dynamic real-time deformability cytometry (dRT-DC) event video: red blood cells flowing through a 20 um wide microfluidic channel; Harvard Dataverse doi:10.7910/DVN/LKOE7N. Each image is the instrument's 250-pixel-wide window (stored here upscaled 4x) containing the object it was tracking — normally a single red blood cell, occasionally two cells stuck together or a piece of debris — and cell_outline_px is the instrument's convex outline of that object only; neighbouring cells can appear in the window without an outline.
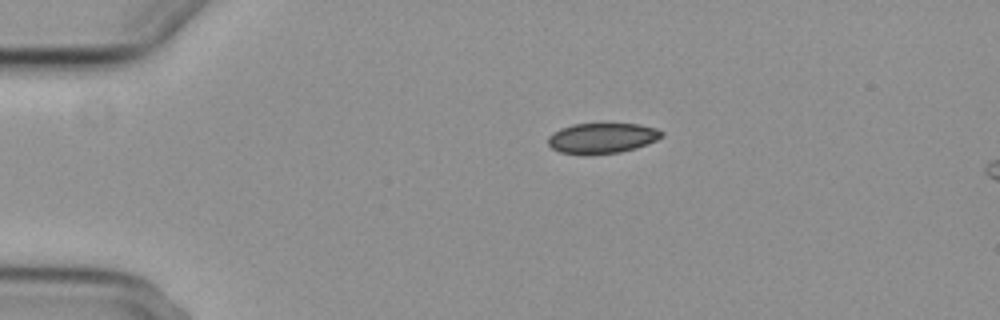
{"species": "common noctule bat (a hibernating species)", "species_latin": "Nyctalus noctula", "temperature_condition": "cold", "stored_images_in_passage": 27, "camera_frame_rate_fps": 3000, "um_per_image_px": 0.085, "animal": {"sex": "female", "body_mass_g": 29.2, "forearm_length_mm": 56.3}, "frame": {"image": 1, "passage_image": 1, "time_ms": 0.0, "image_size_px": [1000, 320], "cell_outline_px": [[664, 136], [656, 140], [636, 148], [620, 152], [560, 152], [552, 148], [548, 144], [548, 136], [552, 132], [560, 128], [572, 124], [640, 124], [656, 128], [664, 132]], "centroid_in_image_um": [51.21, 11.7], "position_along_channel_um": 33.8, "area_um2": 19.59}}
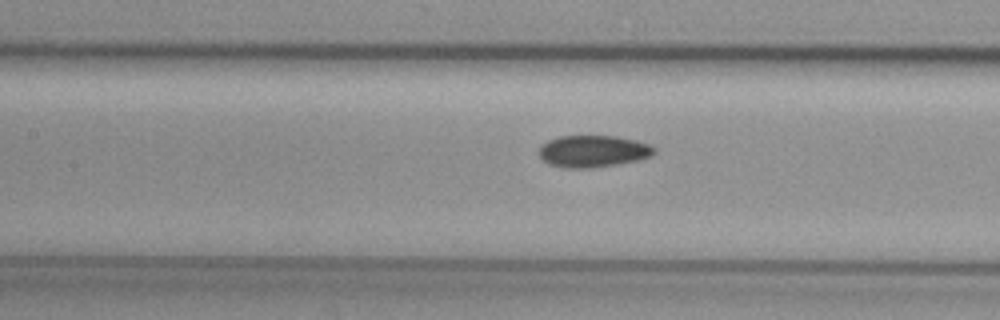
{"frame": {"image": 2, "passage_image": 15, "time_ms": 4.667, "image_size_px": [1000, 320], "cell_outline_px": [[656, 152], [648, 156], [636, 160], [616, 164], [588, 168], [564, 168], [548, 164], [540, 156], [540, 144], [548, 140], [560, 136], [616, 136], [636, 140], [648, 144], [656, 148]], "centroid_in_image_um": [50.38, 12.85], "position_along_channel_um": 157.0, "area_um2": 21.27}}
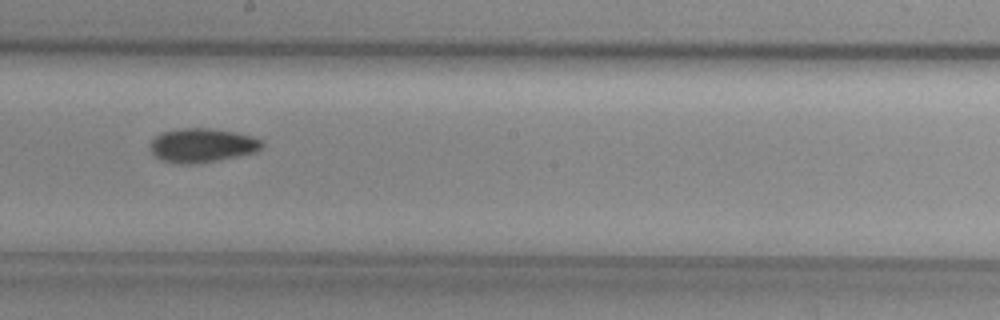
{"frame": {"image": 3, "passage_image": 21, "time_ms": 6.667, "image_size_px": [1000, 320], "cell_outline_px": [[264, 144], [256, 152], [220, 160], [192, 164], [176, 164], [160, 160], [152, 152], [152, 140], [160, 132], [180, 128], [208, 128], [236, 132], [252, 136], [260, 140]], "centroid_in_image_um": [17.18, 12.36], "position_along_channel_um": 231.0, "area_um2": 22.2}}